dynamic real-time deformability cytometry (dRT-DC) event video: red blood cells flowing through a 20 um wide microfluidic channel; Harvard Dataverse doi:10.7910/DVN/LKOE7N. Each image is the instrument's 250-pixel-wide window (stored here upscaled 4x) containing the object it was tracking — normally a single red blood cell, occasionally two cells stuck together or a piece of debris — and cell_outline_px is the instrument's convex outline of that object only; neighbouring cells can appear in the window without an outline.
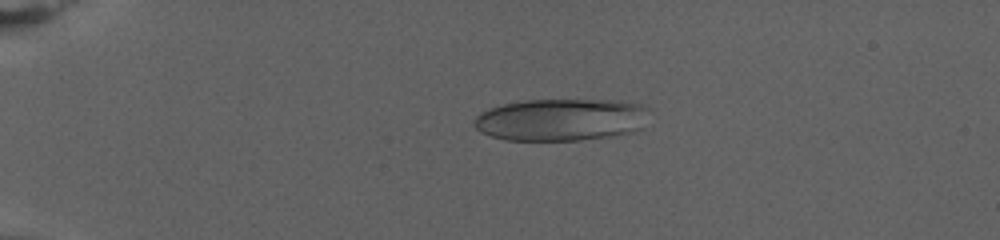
{"species": "human", "species_latin": "Homo sapiens", "temperature_condition": "warm", "stored_images_in_passage": 62, "camera_frame_rate_fps": 3000, "um_per_image_px": 0.085, "donor": {"sex": "female"}, "frame": {"image": 1, "passage_image": 2, "time_ms": 0.333, "image_size_px": [1000, 240], "cell_outline_px": [[648, 108], [640, 128], [632, 132], [580, 140], [504, 140], [480, 132], [476, 128], [476, 116], [480, 112], [504, 104], [524, 100], [620, 100], [640, 104]], "centroid_in_image_um": [47.67, 10.16], "position_along_channel_um": 37.3, "area_um2": 42.66}}
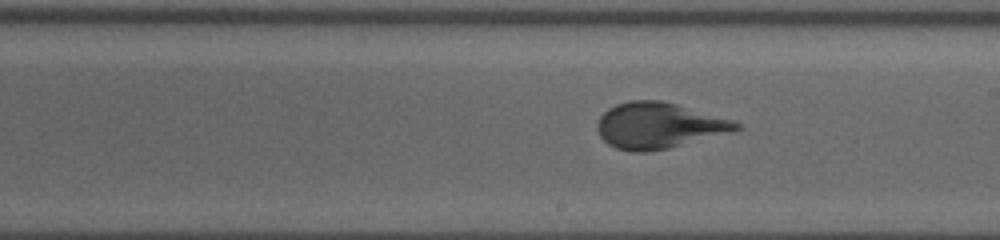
{"frame": {"image": 2, "passage_image": 31, "time_ms": 10.0, "image_size_px": [1000, 240], "cell_outline_px": [[744, 128], [668, 148], [648, 152], [632, 152], [616, 148], [608, 144], [600, 136], [596, 128], [596, 124], [600, 116], [608, 108], [616, 104], [632, 100], [660, 100], [676, 104], [736, 120]], "centroid_in_image_um": [55.98, 10.66], "position_along_channel_um": 233.0, "area_um2": 37.11}}
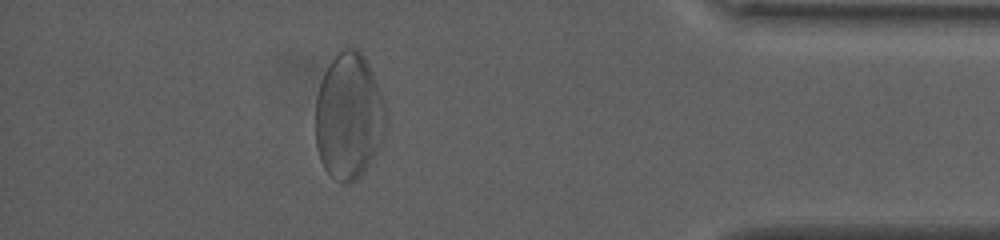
{"frame": {"image": 3, "passage_image": 54, "time_ms": 17.667, "image_size_px": [1000, 240], "cell_outline_px": [[384, 132], [372, 156], [360, 176], [348, 184], [340, 184], [324, 168], [320, 160], [316, 144], [316, 96], [324, 72], [332, 60], [344, 44], [348, 44], [356, 48], [364, 56], [372, 72], [384, 100]], "centroid_in_image_um": [29.61, 9.83], "position_along_channel_um": 405.6, "area_um2": 51.33}}